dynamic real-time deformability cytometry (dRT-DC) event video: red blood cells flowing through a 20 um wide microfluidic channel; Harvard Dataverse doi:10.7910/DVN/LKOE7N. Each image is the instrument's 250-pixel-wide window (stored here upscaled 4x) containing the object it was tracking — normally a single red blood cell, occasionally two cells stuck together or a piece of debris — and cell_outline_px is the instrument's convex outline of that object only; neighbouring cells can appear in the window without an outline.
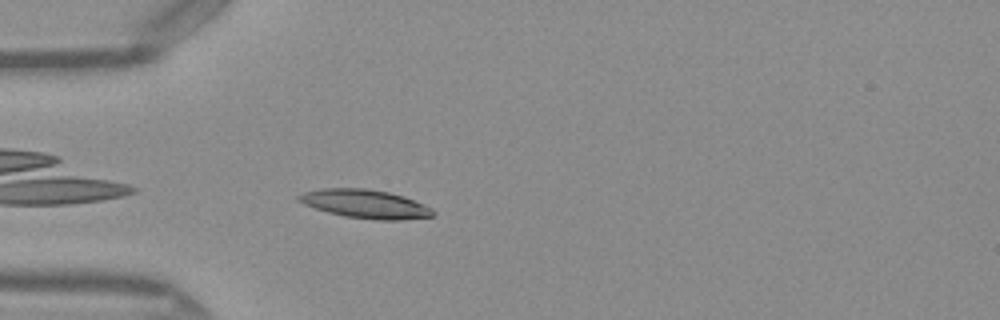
{"species": "Egyptian fruit bat (a non-hibernating species)", "species_latin": "Rousettus aegyptiacus", "temperature_condition": "warm", "stored_images_in_passage": 33, "camera_frame_rate_fps": 3000, "um_per_image_px": 0.085, "frame": {"image": 1, "passage_image": 2, "time_ms": 0.333, "image_size_px": [1000, 320], "cell_outline_px": [[436, 212], [432, 216], [404, 220], [376, 220], [344, 216], [328, 212], [304, 204], [296, 200], [296, 196], [304, 192], [324, 188], [364, 188], [388, 192], [404, 196], [424, 204], [432, 208]], "centroid_in_image_um": [31.06, 17.33], "position_along_channel_um": 53.9, "area_um2": 22.43}}
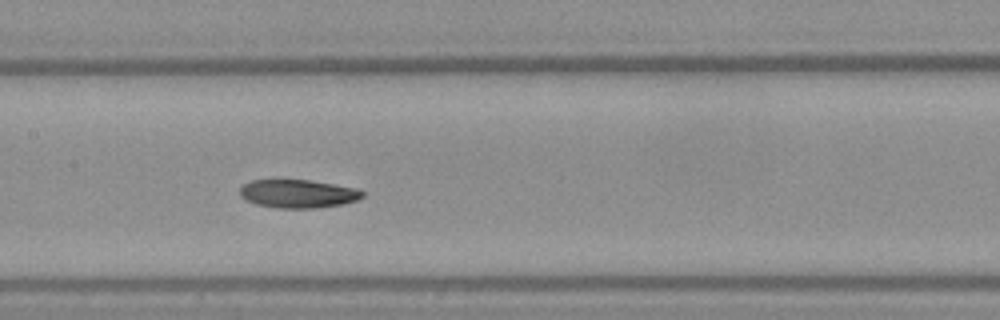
{"frame": {"image": 2, "passage_image": 12, "time_ms": 3.667, "image_size_px": [1000, 320], "cell_outline_px": [[364, 196], [356, 200], [344, 204], [312, 208], [276, 208], [256, 204], [240, 196], [240, 188], [244, 184], [252, 180], [308, 180], [356, 188], [364, 192]], "centroid_in_image_um": [25.33, 16.47], "position_along_channel_um": 182.1, "area_um2": 20.06}}
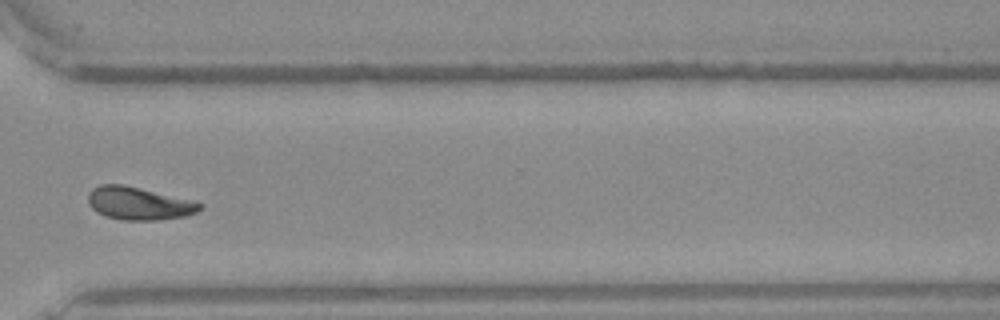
{"frame": {"image": 3, "passage_image": 25, "time_ms": 8.0, "image_size_px": [1000, 320], "cell_outline_px": [[204, 208], [196, 212], [184, 216], [160, 220], [124, 220], [104, 216], [96, 212], [88, 204], [88, 192], [92, 188], [100, 184], [124, 184], [204, 204]], "centroid_in_image_um": [11.75, 17.29], "position_along_channel_um": 358.9, "area_um2": 21.33}, "authors_computed_cell_mechanics": {"area_um2": 21.386, "velocity_mm_per_s": 4.0767, "shape_relaxation_time_tau1_ms": 8.5226, "shape_relaxation_time_tau2_ms": 5.4131, "deformation_change_tau1": 0.1862, "deformation_change_tau2": 0.1151}}